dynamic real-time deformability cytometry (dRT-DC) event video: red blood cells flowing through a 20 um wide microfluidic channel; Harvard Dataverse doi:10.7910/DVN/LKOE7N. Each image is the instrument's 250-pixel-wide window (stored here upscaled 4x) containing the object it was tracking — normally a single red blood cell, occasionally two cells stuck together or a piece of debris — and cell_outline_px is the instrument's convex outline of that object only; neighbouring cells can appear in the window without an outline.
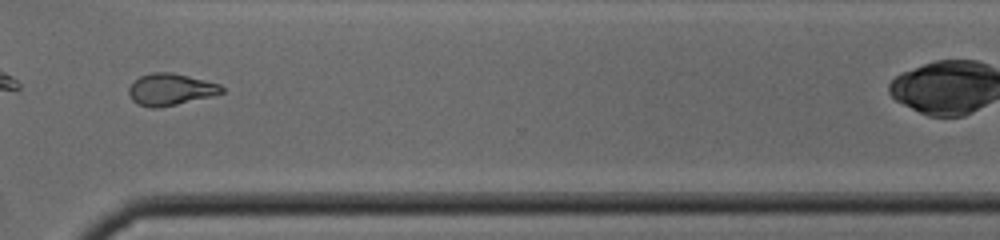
{"species": "common noctule bat (a hibernating species)", "species_latin": "Nyctalus noctula", "temperature_condition": "cold", "stored_images_in_passage": 24, "camera_frame_rate_fps": 3000, "um_per_image_px": 0.085, "animal": {"sex": "male", "body_mass_g": 19.0, "forearm_length_mm": 50.8}, "frame": {"image": 1, "passage_image": 21, "time_ms": 6.667, "image_size_px": [1000, 240], "cell_outline_px": [[224, 92], [212, 96], [160, 108], [152, 108], [140, 104], [132, 100], [128, 92], [128, 88], [140, 76], [152, 72], [172, 72], [220, 84], [224, 88]], "centroid_in_image_um": [14.5, 7.6], "position_along_channel_um": 356.1, "area_um2": 17.11}}